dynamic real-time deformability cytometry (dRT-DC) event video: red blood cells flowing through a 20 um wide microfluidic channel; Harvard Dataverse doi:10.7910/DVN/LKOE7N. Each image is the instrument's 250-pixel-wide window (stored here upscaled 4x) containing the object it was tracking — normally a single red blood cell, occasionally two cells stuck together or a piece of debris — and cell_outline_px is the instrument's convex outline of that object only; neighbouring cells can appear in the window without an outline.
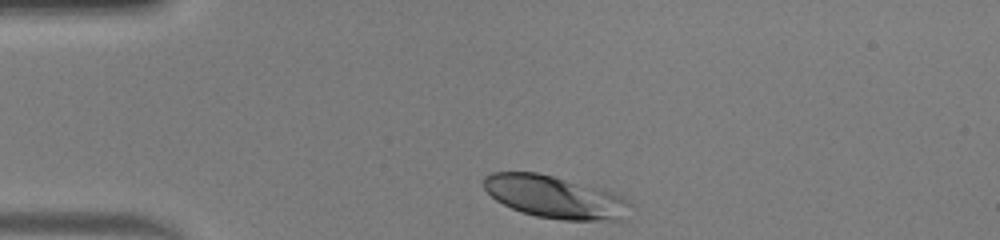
{"species": "human", "species_latin": "Homo sapiens", "temperature_condition": "warm", "stored_images_in_passage": 30, "camera_frame_rate_fps": 3000, "um_per_image_px": 0.085, "donor": {"sex": "male"}, "frame": {"image": 1, "passage_image": 1, "time_ms": 0.0, "image_size_px": [1000, 240], "cell_outline_px": [[632, 204], [628, 220], [564, 220], [536, 216], [520, 212], [496, 200], [484, 188], [484, 176], [492, 172], [536, 172], [552, 176], [620, 196]], "centroid_in_image_um": [47.16, 16.77], "position_along_channel_um": 37.8, "area_um2": 35.66}}
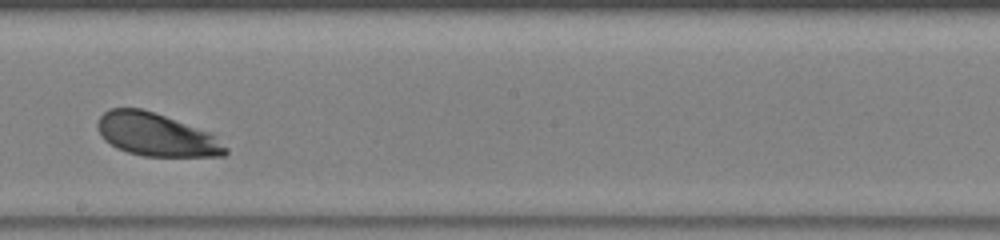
{"frame": {"image": 2, "passage_image": 18, "time_ms": 5.667, "image_size_px": [1000, 240], "cell_outline_px": [[228, 152], [224, 156], [144, 156], [128, 152], [116, 148], [104, 140], [96, 124], [100, 116], [108, 108], [140, 108], [164, 116], [208, 132], [228, 148]], "centroid_in_image_um": [13.24, 11.46], "position_along_channel_um": 235.0, "area_um2": 31.56}}
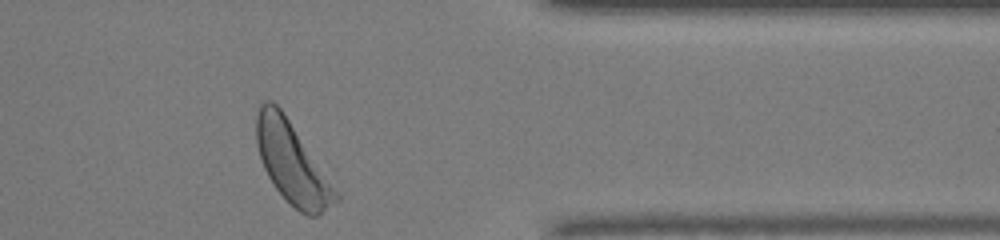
{"frame": {"image": 3, "passage_image": 30, "time_ms": 9.667, "image_size_px": [1000, 240], "cell_outline_px": [[340, 200], [316, 216], [308, 216], [300, 212], [276, 188], [268, 176], [264, 168], [256, 144], [256, 116], [260, 104], [264, 100], [272, 100], [284, 112], [340, 196]], "centroid_in_image_um": [24.8, 13.82], "position_along_channel_um": 386.6, "area_um2": 36.7}, "authors_computed_cell_mechanics": {"area_um2": 33.3795, "velocity_mm_per_s": 4.1714, "shape_relaxation_time_tau1_ms": 1.178, "shape_relaxation_time_tau2_ms": null, "deformation_change_tau1": 0.0968, "deformation_change_tau2": null}}